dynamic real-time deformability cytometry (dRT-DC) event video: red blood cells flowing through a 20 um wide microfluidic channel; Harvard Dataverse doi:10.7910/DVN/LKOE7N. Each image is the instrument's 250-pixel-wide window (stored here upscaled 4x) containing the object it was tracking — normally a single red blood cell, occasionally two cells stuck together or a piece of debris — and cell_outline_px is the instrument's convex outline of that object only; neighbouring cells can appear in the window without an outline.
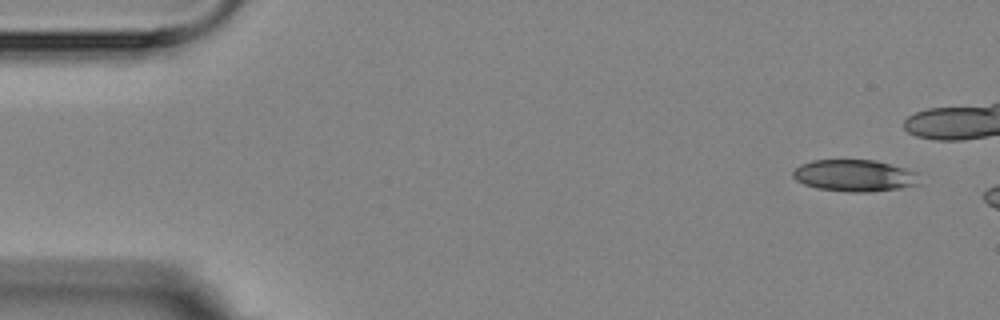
{"species": "Egyptian fruit bat (a non-hibernating species)", "species_latin": "Rousettus aegyptiacus", "temperature_condition": "room temperature", "stored_images_in_passage": 2, "camera_frame_rate_fps": 3000, "um_per_image_px": 0.085, "animal": {"sex": "female"}, "frame": {"image": 1, "passage_image": 1, "time_ms": 0.0, "image_size_px": [1000, 320], "cell_outline_px": [[920, 184], [900, 188], [868, 192], [848, 192], [816, 188], [804, 184], [796, 180], [792, 176], [792, 172], [800, 164], [812, 160], [876, 160], [904, 168], [916, 172]], "centroid_in_image_um": [72.61, 14.92], "position_along_channel_um": 12.4, "area_um2": 23.47}}